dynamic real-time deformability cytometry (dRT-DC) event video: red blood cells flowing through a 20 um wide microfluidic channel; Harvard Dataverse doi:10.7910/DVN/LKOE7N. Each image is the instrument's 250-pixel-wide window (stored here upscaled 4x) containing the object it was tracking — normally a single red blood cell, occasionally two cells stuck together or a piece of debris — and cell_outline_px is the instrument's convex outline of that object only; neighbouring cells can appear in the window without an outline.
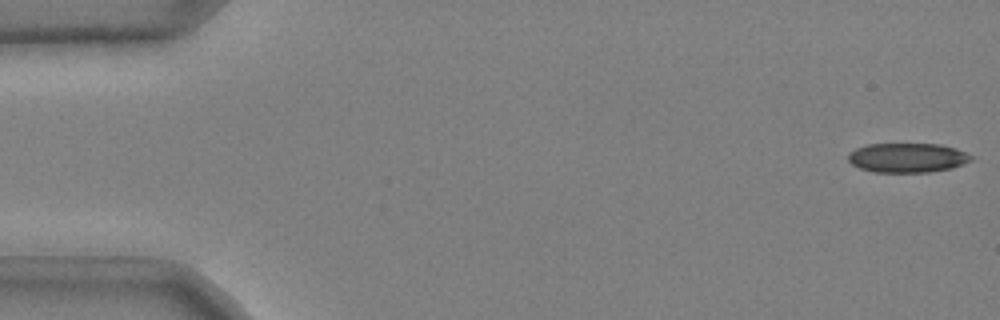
{"species": "common noctule bat (a hibernating species)", "species_latin": "Nyctalus noctula", "temperature_condition": "cold", "stored_images_in_passage": 49, "camera_frame_rate_fps": 3000, "um_per_image_px": 0.085, "animal": {"sex": "male", "body_mass_g": 20.4}, "frame": {"image": 1, "passage_image": 1, "time_ms": 0.0, "image_size_px": [1000, 320], "cell_outline_px": [[972, 160], [952, 168], [928, 172], [872, 172], [860, 168], [852, 164], [848, 160], [848, 152], [856, 148], [868, 144], [940, 144], [956, 148], [972, 156]], "centroid_in_image_um": [77.1, 13.4], "position_along_channel_um": 7.9, "area_um2": 21.1}}
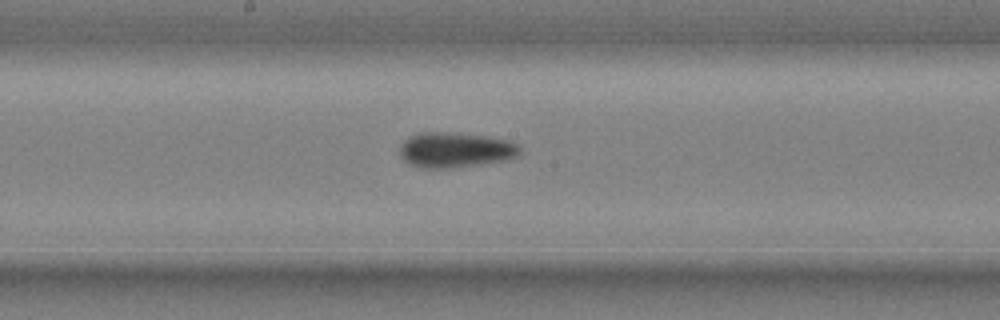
{"frame": {"image": 2, "passage_image": 28, "time_ms": 9.0, "image_size_px": [1000, 320], "cell_outline_px": [[520, 152], [516, 156], [508, 160], [480, 164], [448, 168], [420, 168], [404, 160], [400, 156], [400, 144], [408, 136], [420, 132], [444, 132], [488, 136], [508, 140], [516, 144], [520, 148]], "centroid_in_image_um": [38.68, 12.74], "position_along_channel_um": 209.5, "area_um2": 24.68}}
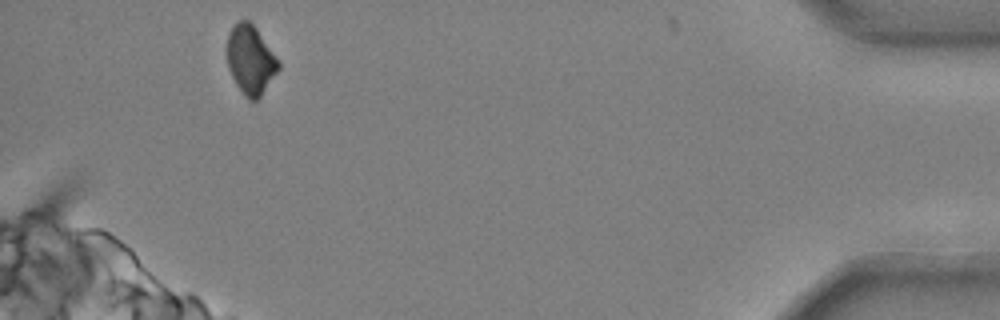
{"frame": {"image": 3, "passage_image": 49, "time_ms": 16.0, "image_size_px": [1000, 320], "cell_outline_px": [[280, 68], [260, 96], [256, 100], [248, 100], [244, 96], [236, 84], [228, 68], [224, 48], [228, 32], [240, 20], [248, 20], [256, 28], [280, 64]], "centroid_in_image_um": [21.23, 5.08], "position_along_channel_um": 414.0, "area_um2": 20.63}, "authors_computed_cell_mechanics": {"area_um2": 23.2934, "velocity_mm_per_s": 3.7196, "shape_relaxation_time_tau1_ms": 4.3554, "shape_relaxation_time_tau2_ms": null, "deformation_change_tau1": 0.1119, "deformation_change_tau2": null}}